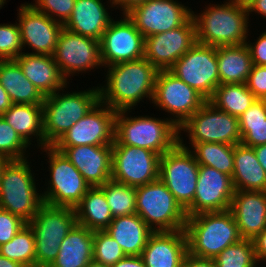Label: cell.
Returning <instances> with one entry per match:
<instances>
[{
	"mask_svg": "<svg viewBox=\"0 0 266 267\" xmlns=\"http://www.w3.org/2000/svg\"><path fill=\"white\" fill-rule=\"evenodd\" d=\"M234 193L232 177L215 168L199 165L194 200L185 210L186 216L229 210Z\"/></svg>",
	"mask_w": 266,
	"mask_h": 267,
	"instance_id": "44dd1931",
	"label": "cell"
},
{
	"mask_svg": "<svg viewBox=\"0 0 266 267\" xmlns=\"http://www.w3.org/2000/svg\"><path fill=\"white\" fill-rule=\"evenodd\" d=\"M0 254L25 267H36L35 235L26 224L10 241L0 246Z\"/></svg>",
	"mask_w": 266,
	"mask_h": 267,
	"instance_id": "8d00e7d4",
	"label": "cell"
},
{
	"mask_svg": "<svg viewBox=\"0 0 266 267\" xmlns=\"http://www.w3.org/2000/svg\"><path fill=\"white\" fill-rule=\"evenodd\" d=\"M241 143L249 147L266 144V104L256 101L238 118Z\"/></svg>",
	"mask_w": 266,
	"mask_h": 267,
	"instance_id": "e575fe53",
	"label": "cell"
},
{
	"mask_svg": "<svg viewBox=\"0 0 266 267\" xmlns=\"http://www.w3.org/2000/svg\"><path fill=\"white\" fill-rule=\"evenodd\" d=\"M178 130L179 144L186 149H190L195 143L216 142L230 145L241 143L239 119L217 109L209 101L197 110ZM181 133H187L189 146H186Z\"/></svg>",
	"mask_w": 266,
	"mask_h": 267,
	"instance_id": "9c48e42d",
	"label": "cell"
},
{
	"mask_svg": "<svg viewBox=\"0 0 266 267\" xmlns=\"http://www.w3.org/2000/svg\"><path fill=\"white\" fill-rule=\"evenodd\" d=\"M87 267H109V266H106V265H103V264H99V263H96L94 261H91Z\"/></svg>",
	"mask_w": 266,
	"mask_h": 267,
	"instance_id": "6f0895ef",
	"label": "cell"
},
{
	"mask_svg": "<svg viewBox=\"0 0 266 267\" xmlns=\"http://www.w3.org/2000/svg\"><path fill=\"white\" fill-rule=\"evenodd\" d=\"M196 43V25L191 17L184 25L145 38L144 58L158 71L169 70Z\"/></svg>",
	"mask_w": 266,
	"mask_h": 267,
	"instance_id": "d6986e66",
	"label": "cell"
},
{
	"mask_svg": "<svg viewBox=\"0 0 266 267\" xmlns=\"http://www.w3.org/2000/svg\"><path fill=\"white\" fill-rule=\"evenodd\" d=\"M105 68V83L99 86L100 101L115 111L130 110L144 99L153 100L158 70L144 57ZM107 68V69H106Z\"/></svg>",
	"mask_w": 266,
	"mask_h": 267,
	"instance_id": "6da1fadb",
	"label": "cell"
},
{
	"mask_svg": "<svg viewBox=\"0 0 266 267\" xmlns=\"http://www.w3.org/2000/svg\"><path fill=\"white\" fill-rule=\"evenodd\" d=\"M17 11L23 49L26 46L32 49L31 53H26L53 56L64 25L39 12L28 2L21 4Z\"/></svg>",
	"mask_w": 266,
	"mask_h": 267,
	"instance_id": "ffe728a7",
	"label": "cell"
},
{
	"mask_svg": "<svg viewBox=\"0 0 266 267\" xmlns=\"http://www.w3.org/2000/svg\"><path fill=\"white\" fill-rule=\"evenodd\" d=\"M123 252L118 242L113 239L105 230L93 231V261L106 266L115 265L124 258Z\"/></svg>",
	"mask_w": 266,
	"mask_h": 267,
	"instance_id": "ab89813d",
	"label": "cell"
},
{
	"mask_svg": "<svg viewBox=\"0 0 266 267\" xmlns=\"http://www.w3.org/2000/svg\"><path fill=\"white\" fill-rule=\"evenodd\" d=\"M110 267H146L141 256L126 255Z\"/></svg>",
	"mask_w": 266,
	"mask_h": 267,
	"instance_id": "f907efd6",
	"label": "cell"
},
{
	"mask_svg": "<svg viewBox=\"0 0 266 267\" xmlns=\"http://www.w3.org/2000/svg\"><path fill=\"white\" fill-rule=\"evenodd\" d=\"M216 58L218 61L219 85L246 84L253 62L245 43L218 46Z\"/></svg>",
	"mask_w": 266,
	"mask_h": 267,
	"instance_id": "4dcf8cb0",
	"label": "cell"
},
{
	"mask_svg": "<svg viewBox=\"0 0 266 267\" xmlns=\"http://www.w3.org/2000/svg\"><path fill=\"white\" fill-rule=\"evenodd\" d=\"M161 156L148 149L112 145L111 179L133 187L159 178Z\"/></svg>",
	"mask_w": 266,
	"mask_h": 267,
	"instance_id": "9a60e30c",
	"label": "cell"
},
{
	"mask_svg": "<svg viewBox=\"0 0 266 267\" xmlns=\"http://www.w3.org/2000/svg\"><path fill=\"white\" fill-rule=\"evenodd\" d=\"M246 85L257 99H264L266 97V66L253 65Z\"/></svg>",
	"mask_w": 266,
	"mask_h": 267,
	"instance_id": "f6af8a7d",
	"label": "cell"
},
{
	"mask_svg": "<svg viewBox=\"0 0 266 267\" xmlns=\"http://www.w3.org/2000/svg\"><path fill=\"white\" fill-rule=\"evenodd\" d=\"M217 47L196 42L169 69L209 101L219 86Z\"/></svg>",
	"mask_w": 266,
	"mask_h": 267,
	"instance_id": "7c38bea8",
	"label": "cell"
},
{
	"mask_svg": "<svg viewBox=\"0 0 266 267\" xmlns=\"http://www.w3.org/2000/svg\"><path fill=\"white\" fill-rule=\"evenodd\" d=\"M242 239H254L266 228V191L235 190L229 209Z\"/></svg>",
	"mask_w": 266,
	"mask_h": 267,
	"instance_id": "603a6c76",
	"label": "cell"
},
{
	"mask_svg": "<svg viewBox=\"0 0 266 267\" xmlns=\"http://www.w3.org/2000/svg\"><path fill=\"white\" fill-rule=\"evenodd\" d=\"M188 252L185 230L153 232L142 251L146 267H181Z\"/></svg>",
	"mask_w": 266,
	"mask_h": 267,
	"instance_id": "cb8c5ba5",
	"label": "cell"
},
{
	"mask_svg": "<svg viewBox=\"0 0 266 267\" xmlns=\"http://www.w3.org/2000/svg\"><path fill=\"white\" fill-rule=\"evenodd\" d=\"M136 214L154 231H179L185 228V210L158 178L136 187Z\"/></svg>",
	"mask_w": 266,
	"mask_h": 267,
	"instance_id": "52a82bcc",
	"label": "cell"
},
{
	"mask_svg": "<svg viewBox=\"0 0 266 267\" xmlns=\"http://www.w3.org/2000/svg\"><path fill=\"white\" fill-rule=\"evenodd\" d=\"M192 11L177 0H147L126 14L146 38L184 25L192 17Z\"/></svg>",
	"mask_w": 266,
	"mask_h": 267,
	"instance_id": "2e32d148",
	"label": "cell"
},
{
	"mask_svg": "<svg viewBox=\"0 0 266 267\" xmlns=\"http://www.w3.org/2000/svg\"><path fill=\"white\" fill-rule=\"evenodd\" d=\"M77 168L91 187L111 179L112 145L53 146Z\"/></svg>",
	"mask_w": 266,
	"mask_h": 267,
	"instance_id": "7402d4cb",
	"label": "cell"
},
{
	"mask_svg": "<svg viewBox=\"0 0 266 267\" xmlns=\"http://www.w3.org/2000/svg\"><path fill=\"white\" fill-rule=\"evenodd\" d=\"M226 1L221 5L210 3L200 13L192 11L196 25V42L218 47L241 45L249 40L247 7L238 0Z\"/></svg>",
	"mask_w": 266,
	"mask_h": 267,
	"instance_id": "7a4b0ae2",
	"label": "cell"
},
{
	"mask_svg": "<svg viewBox=\"0 0 266 267\" xmlns=\"http://www.w3.org/2000/svg\"><path fill=\"white\" fill-rule=\"evenodd\" d=\"M12 101L6 90L0 84V116L3 115L11 106Z\"/></svg>",
	"mask_w": 266,
	"mask_h": 267,
	"instance_id": "f5cc1de1",
	"label": "cell"
},
{
	"mask_svg": "<svg viewBox=\"0 0 266 267\" xmlns=\"http://www.w3.org/2000/svg\"><path fill=\"white\" fill-rule=\"evenodd\" d=\"M99 101L98 84L79 92L78 90L67 92L62 88L45 96L42 104L45 144L53 146L74 123L83 118Z\"/></svg>",
	"mask_w": 266,
	"mask_h": 267,
	"instance_id": "5b68a950",
	"label": "cell"
},
{
	"mask_svg": "<svg viewBox=\"0 0 266 267\" xmlns=\"http://www.w3.org/2000/svg\"><path fill=\"white\" fill-rule=\"evenodd\" d=\"M0 84L13 104L42 105L45 96L25 77L15 60H0Z\"/></svg>",
	"mask_w": 266,
	"mask_h": 267,
	"instance_id": "1f68e13d",
	"label": "cell"
},
{
	"mask_svg": "<svg viewBox=\"0 0 266 267\" xmlns=\"http://www.w3.org/2000/svg\"><path fill=\"white\" fill-rule=\"evenodd\" d=\"M29 146L22 137L0 116V155L9 160H23Z\"/></svg>",
	"mask_w": 266,
	"mask_h": 267,
	"instance_id": "60d3db41",
	"label": "cell"
},
{
	"mask_svg": "<svg viewBox=\"0 0 266 267\" xmlns=\"http://www.w3.org/2000/svg\"><path fill=\"white\" fill-rule=\"evenodd\" d=\"M199 165H205L232 177L234 169V145L206 142L195 143L189 149Z\"/></svg>",
	"mask_w": 266,
	"mask_h": 267,
	"instance_id": "d590c367",
	"label": "cell"
},
{
	"mask_svg": "<svg viewBox=\"0 0 266 267\" xmlns=\"http://www.w3.org/2000/svg\"><path fill=\"white\" fill-rule=\"evenodd\" d=\"M26 224L19 216L0 208V246L10 241Z\"/></svg>",
	"mask_w": 266,
	"mask_h": 267,
	"instance_id": "ee69618b",
	"label": "cell"
},
{
	"mask_svg": "<svg viewBox=\"0 0 266 267\" xmlns=\"http://www.w3.org/2000/svg\"><path fill=\"white\" fill-rule=\"evenodd\" d=\"M256 99L246 84H220L209 102L217 109L239 118Z\"/></svg>",
	"mask_w": 266,
	"mask_h": 267,
	"instance_id": "836d02e7",
	"label": "cell"
},
{
	"mask_svg": "<svg viewBox=\"0 0 266 267\" xmlns=\"http://www.w3.org/2000/svg\"><path fill=\"white\" fill-rule=\"evenodd\" d=\"M105 231L118 242L126 255L131 256H141L154 232L136 213L113 218Z\"/></svg>",
	"mask_w": 266,
	"mask_h": 267,
	"instance_id": "4316f807",
	"label": "cell"
},
{
	"mask_svg": "<svg viewBox=\"0 0 266 267\" xmlns=\"http://www.w3.org/2000/svg\"><path fill=\"white\" fill-rule=\"evenodd\" d=\"M250 51L253 65L266 66V30L254 42L245 43Z\"/></svg>",
	"mask_w": 266,
	"mask_h": 267,
	"instance_id": "bcb514c9",
	"label": "cell"
},
{
	"mask_svg": "<svg viewBox=\"0 0 266 267\" xmlns=\"http://www.w3.org/2000/svg\"><path fill=\"white\" fill-rule=\"evenodd\" d=\"M35 3H29L39 12L45 13L47 16L65 25L70 19L75 0H34Z\"/></svg>",
	"mask_w": 266,
	"mask_h": 267,
	"instance_id": "7bdbcfd3",
	"label": "cell"
},
{
	"mask_svg": "<svg viewBox=\"0 0 266 267\" xmlns=\"http://www.w3.org/2000/svg\"><path fill=\"white\" fill-rule=\"evenodd\" d=\"M131 111H117L112 145L141 147L162 156L179 143V130L168 118L133 117L129 116Z\"/></svg>",
	"mask_w": 266,
	"mask_h": 267,
	"instance_id": "3957f363",
	"label": "cell"
},
{
	"mask_svg": "<svg viewBox=\"0 0 266 267\" xmlns=\"http://www.w3.org/2000/svg\"><path fill=\"white\" fill-rule=\"evenodd\" d=\"M93 261V231L78 223L59 245L57 258L49 267H87Z\"/></svg>",
	"mask_w": 266,
	"mask_h": 267,
	"instance_id": "83f0119b",
	"label": "cell"
},
{
	"mask_svg": "<svg viewBox=\"0 0 266 267\" xmlns=\"http://www.w3.org/2000/svg\"><path fill=\"white\" fill-rule=\"evenodd\" d=\"M216 267H256L253 240L241 239L226 247L214 258Z\"/></svg>",
	"mask_w": 266,
	"mask_h": 267,
	"instance_id": "f35d334b",
	"label": "cell"
},
{
	"mask_svg": "<svg viewBox=\"0 0 266 267\" xmlns=\"http://www.w3.org/2000/svg\"><path fill=\"white\" fill-rule=\"evenodd\" d=\"M6 0H0V10L3 8L4 4H6Z\"/></svg>",
	"mask_w": 266,
	"mask_h": 267,
	"instance_id": "91938a15",
	"label": "cell"
},
{
	"mask_svg": "<svg viewBox=\"0 0 266 267\" xmlns=\"http://www.w3.org/2000/svg\"><path fill=\"white\" fill-rule=\"evenodd\" d=\"M198 173L194 154L179 143L160 158L159 179L184 210L194 200Z\"/></svg>",
	"mask_w": 266,
	"mask_h": 267,
	"instance_id": "4fadbf2b",
	"label": "cell"
},
{
	"mask_svg": "<svg viewBox=\"0 0 266 267\" xmlns=\"http://www.w3.org/2000/svg\"><path fill=\"white\" fill-rule=\"evenodd\" d=\"M181 267H216V264L213 258H202L187 252Z\"/></svg>",
	"mask_w": 266,
	"mask_h": 267,
	"instance_id": "7dc6e473",
	"label": "cell"
},
{
	"mask_svg": "<svg viewBox=\"0 0 266 267\" xmlns=\"http://www.w3.org/2000/svg\"><path fill=\"white\" fill-rule=\"evenodd\" d=\"M77 223L74 208L43 203L27 224L35 235L36 267H49L57 258L59 245Z\"/></svg>",
	"mask_w": 266,
	"mask_h": 267,
	"instance_id": "ba28073f",
	"label": "cell"
},
{
	"mask_svg": "<svg viewBox=\"0 0 266 267\" xmlns=\"http://www.w3.org/2000/svg\"><path fill=\"white\" fill-rule=\"evenodd\" d=\"M120 18L111 21L100 39L104 67L144 57V36L127 14H122Z\"/></svg>",
	"mask_w": 266,
	"mask_h": 267,
	"instance_id": "e0dca14e",
	"label": "cell"
},
{
	"mask_svg": "<svg viewBox=\"0 0 266 267\" xmlns=\"http://www.w3.org/2000/svg\"><path fill=\"white\" fill-rule=\"evenodd\" d=\"M1 116L29 146L33 145L31 142H33L32 140L34 139H37L38 148L41 149L47 146L45 144L43 133L42 105L12 104V106Z\"/></svg>",
	"mask_w": 266,
	"mask_h": 267,
	"instance_id": "f546056e",
	"label": "cell"
},
{
	"mask_svg": "<svg viewBox=\"0 0 266 267\" xmlns=\"http://www.w3.org/2000/svg\"><path fill=\"white\" fill-rule=\"evenodd\" d=\"M0 267H25L21 263L10 260L0 254Z\"/></svg>",
	"mask_w": 266,
	"mask_h": 267,
	"instance_id": "11a10c76",
	"label": "cell"
},
{
	"mask_svg": "<svg viewBox=\"0 0 266 267\" xmlns=\"http://www.w3.org/2000/svg\"><path fill=\"white\" fill-rule=\"evenodd\" d=\"M43 149V150H42ZM46 152L50 179L41 193L43 203L74 208L91 188L77 168L53 146L40 149ZM49 160V161H48Z\"/></svg>",
	"mask_w": 266,
	"mask_h": 267,
	"instance_id": "30bf717a",
	"label": "cell"
},
{
	"mask_svg": "<svg viewBox=\"0 0 266 267\" xmlns=\"http://www.w3.org/2000/svg\"><path fill=\"white\" fill-rule=\"evenodd\" d=\"M102 0H75L72 15L64 28L100 41L114 19Z\"/></svg>",
	"mask_w": 266,
	"mask_h": 267,
	"instance_id": "484cf974",
	"label": "cell"
},
{
	"mask_svg": "<svg viewBox=\"0 0 266 267\" xmlns=\"http://www.w3.org/2000/svg\"><path fill=\"white\" fill-rule=\"evenodd\" d=\"M15 61L25 77L44 95L67 88L70 83L60 72L53 56L29 54L25 51Z\"/></svg>",
	"mask_w": 266,
	"mask_h": 267,
	"instance_id": "d4e9b609",
	"label": "cell"
},
{
	"mask_svg": "<svg viewBox=\"0 0 266 267\" xmlns=\"http://www.w3.org/2000/svg\"><path fill=\"white\" fill-rule=\"evenodd\" d=\"M24 51L18 23L0 24V60H15Z\"/></svg>",
	"mask_w": 266,
	"mask_h": 267,
	"instance_id": "b9f144b4",
	"label": "cell"
},
{
	"mask_svg": "<svg viewBox=\"0 0 266 267\" xmlns=\"http://www.w3.org/2000/svg\"><path fill=\"white\" fill-rule=\"evenodd\" d=\"M53 58L67 81L76 73L78 75L103 67L100 41L71 32L66 28H63L59 35Z\"/></svg>",
	"mask_w": 266,
	"mask_h": 267,
	"instance_id": "5bb4252c",
	"label": "cell"
},
{
	"mask_svg": "<svg viewBox=\"0 0 266 267\" xmlns=\"http://www.w3.org/2000/svg\"><path fill=\"white\" fill-rule=\"evenodd\" d=\"M260 165L266 172V144L259 145L253 148Z\"/></svg>",
	"mask_w": 266,
	"mask_h": 267,
	"instance_id": "db71d44e",
	"label": "cell"
},
{
	"mask_svg": "<svg viewBox=\"0 0 266 267\" xmlns=\"http://www.w3.org/2000/svg\"><path fill=\"white\" fill-rule=\"evenodd\" d=\"M248 14L254 13L260 15L263 18H266V0H254L248 7ZM253 12V13H252Z\"/></svg>",
	"mask_w": 266,
	"mask_h": 267,
	"instance_id": "816d5d0a",
	"label": "cell"
},
{
	"mask_svg": "<svg viewBox=\"0 0 266 267\" xmlns=\"http://www.w3.org/2000/svg\"><path fill=\"white\" fill-rule=\"evenodd\" d=\"M184 230L188 252L202 258L214 259L226 247L242 239L230 210L189 216Z\"/></svg>",
	"mask_w": 266,
	"mask_h": 267,
	"instance_id": "277c9868",
	"label": "cell"
},
{
	"mask_svg": "<svg viewBox=\"0 0 266 267\" xmlns=\"http://www.w3.org/2000/svg\"><path fill=\"white\" fill-rule=\"evenodd\" d=\"M9 161L10 160L8 158H6L5 156L0 155V179H1L3 168L6 166V164Z\"/></svg>",
	"mask_w": 266,
	"mask_h": 267,
	"instance_id": "9f6ffc18",
	"label": "cell"
},
{
	"mask_svg": "<svg viewBox=\"0 0 266 267\" xmlns=\"http://www.w3.org/2000/svg\"><path fill=\"white\" fill-rule=\"evenodd\" d=\"M100 188L104 191L113 218L136 213V187L110 179Z\"/></svg>",
	"mask_w": 266,
	"mask_h": 267,
	"instance_id": "74e56055",
	"label": "cell"
},
{
	"mask_svg": "<svg viewBox=\"0 0 266 267\" xmlns=\"http://www.w3.org/2000/svg\"><path fill=\"white\" fill-rule=\"evenodd\" d=\"M232 181L235 190L266 191V172L253 147L242 143L234 145Z\"/></svg>",
	"mask_w": 266,
	"mask_h": 267,
	"instance_id": "f1b7e54d",
	"label": "cell"
},
{
	"mask_svg": "<svg viewBox=\"0 0 266 267\" xmlns=\"http://www.w3.org/2000/svg\"><path fill=\"white\" fill-rule=\"evenodd\" d=\"M117 111L99 101L53 146L112 145Z\"/></svg>",
	"mask_w": 266,
	"mask_h": 267,
	"instance_id": "ac0fdd59",
	"label": "cell"
},
{
	"mask_svg": "<svg viewBox=\"0 0 266 267\" xmlns=\"http://www.w3.org/2000/svg\"><path fill=\"white\" fill-rule=\"evenodd\" d=\"M252 240L257 264L266 262V228Z\"/></svg>",
	"mask_w": 266,
	"mask_h": 267,
	"instance_id": "c3c4849f",
	"label": "cell"
},
{
	"mask_svg": "<svg viewBox=\"0 0 266 267\" xmlns=\"http://www.w3.org/2000/svg\"><path fill=\"white\" fill-rule=\"evenodd\" d=\"M245 7H248L254 0H238Z\"/></svg>",
	"mask_w": 266,
	"mask_h": 267,
	"instance_id": "680465c9",
	"label": "cell"
},
{
	"mask_svg": "<svg viewBox=\"0 0 266 267\" xmlns=\"http://www.w3.org/2000/svg\"><path fill=\"white\" fill-rule=\"evenodd\" d=\"M147 0H108L107 3L110 4V8L119 9L122 11V14H126L133 7L146 2Z\"/></svg>",
	"mask_w": 266,
	"mask_h": 267,
	"instance_id": "681fc988",
	"label": "cell"
},
{
	"mask_svg": "<svg viewBox=\"0 0 266 267\" xmlns=\"http://www.w3.org/2000/svg\"><path fill=\"white\" fill-rule=\"evenodd\" d=\"M207 100L169 70H159L152 104L169 113L168 119L179 129Z\"/></svg>",
	"mask_w": 266,
	"mask_h": 267,
	"instance_id": "8fae6325",
	"label": "cell"
},
{
	"mask_svg": "<svg viewBox=\"0 0 266 267\" xmlns=\"http://www.w3.org/2000/svg\"><path fill=\"white\" fill-rule=\"evenodd\" d=\"M77 223L89 230H105L113 220L104 191L91 187L74 207Z\"/></svg>",
	"mask_w": 266,
	"mask_h": 267,
	"instance_id": "d6a6232c",
	"label": "cell"
},
{
	"mask_svg": "<svg viewBox=\"0 0 266 267\" xmlns=\"http://www.w3.org/2000/svg\"><path fill=\"white\" fill-rule=\"evenodd\" d=\"M32 162L10 160L3 168L0 179V208L30 222L43 204L36 185ZM33 172V173H32Z\"/></svg>",
	"mask_w": 266,
	"mask_h": 267,
	"instance_id": "8992f818",
	"label": "cell"
}]
</instances>
